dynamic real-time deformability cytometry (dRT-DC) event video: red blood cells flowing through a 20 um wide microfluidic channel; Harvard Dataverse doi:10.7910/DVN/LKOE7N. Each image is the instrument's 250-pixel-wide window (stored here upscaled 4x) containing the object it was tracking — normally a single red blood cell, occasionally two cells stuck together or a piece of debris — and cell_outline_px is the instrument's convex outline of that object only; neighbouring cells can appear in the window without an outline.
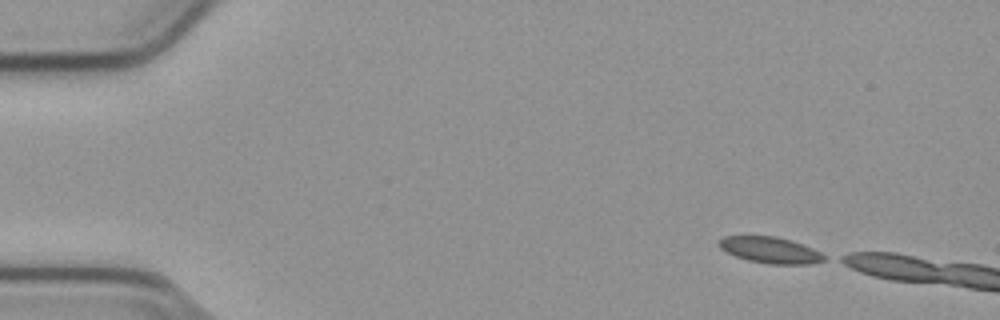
{"species": "common noctule bat (a hibernating species)", "species_latin": "Nyctalus noctula", "temperature_condition": "cold", "stored_images_in_passage": 4, "camera_frame_rate_fps": 3000, "um_per_image_px": 0.085, "animal": {"sex": "male", "body_mass_g": 23.1, "forearm_length_mm": 52.7}, "frame": {"image": 1, "passage_image": 1, "time_ms": 0.0, "image_size_px": [1000, 320], "cell_outline_px": [[828, 256], [824, 260], [808, 264], [768, 264], [748, 260], [736, 256], [720, 248], [720, 240], [724, 236], [776, 236], [812, 248]], "centroid_in_image_um": [65.49, 21.26], "position_along_channel_um": 19.5, "area_um2": 15.78}}